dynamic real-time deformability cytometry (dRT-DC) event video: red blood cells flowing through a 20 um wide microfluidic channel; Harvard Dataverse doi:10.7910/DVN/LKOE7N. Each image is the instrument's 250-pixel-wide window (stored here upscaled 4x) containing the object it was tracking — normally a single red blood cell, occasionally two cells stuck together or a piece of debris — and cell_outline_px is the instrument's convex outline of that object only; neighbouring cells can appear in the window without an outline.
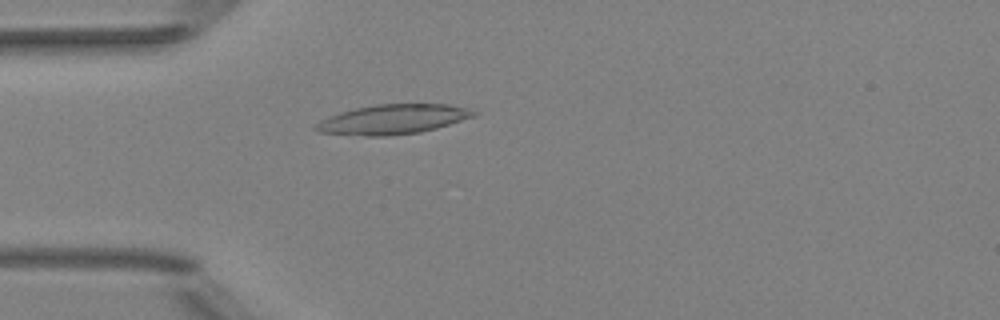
{"species": "Egyptian fruit bat (a non-hibernating species)", "species_latin": "Rousettus aegyptiacus", "temperature_condition": "room temperature", "stored_images_in_passage": 36, "camera_frame_rate_fps": 3000, "um_per_image_px": 0.085, "animal": {"sex": "female"}, "frame": {"image": 1, "passage_image": 5, "time_ms": 1.333, "image_size_px": [1000, 320], "cell_outline_px": [[480, 112], [476, 116], [436, 128], [420, 132], [388, 136], [364, 136], [320, 132], [312, 128], [320, 120], [328, 116], [340, 112], [356, 108], [376, 104], [448, 104], [468, 108]], "centroid_in_image_um": [33.41, 10.14], "position_along_channel_um": 51.6, "area_um2": 27.4}}
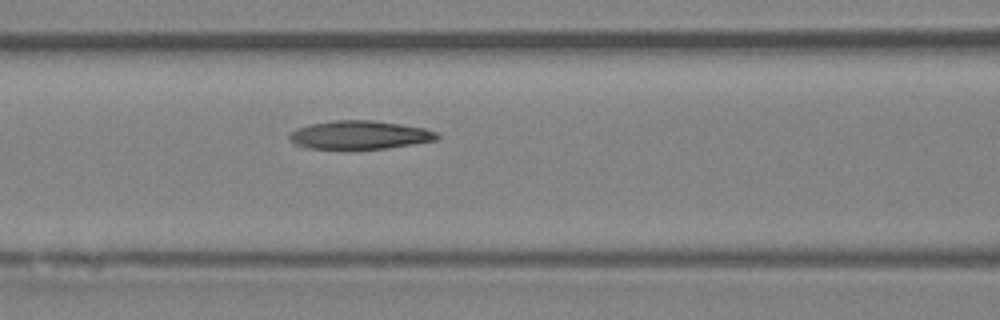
{"frame": {"image": 2, "passage_image": 12, "time_ms": 3.667, "image_size_px": [1000, 320], "cell_outline_px": [[440, 136], [436, 140], [388, 148], [296, 148], [288, 140], [288, 136], [296, 128], [312, 124], [332, 120], [372, 120], [400, 124], [424, 128], [436, 132]], "centroid_in_image_um": [30.5, 11.47], "position_along_channel_um": 136.1, "area_um2": 24.45}}
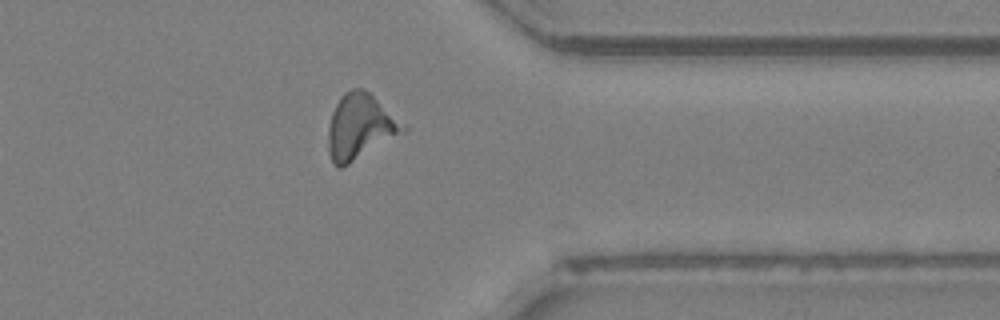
{"frame": {"image": 3, "passage_image": 31, "time_ms": 10.0, "image_size_px": [1000, 320], "cell_outline_px": [[408, 128], [404, 132], [348, 164], [340, 168], [336, 168], [332, 164], [328, 152], [328, 128], [332, 112], [340, 96], [344, 92], [352, 88], [364, 88]], "centroid_in_image_um": [30.55, 10.78], "position_along_channel_um": 380.8, "area_um2": 28.09}, "authors_computed_cell_mechanics": {"area_um2": 25.0563, "velocity_mm_per_s": 4.007, "shape_relaxation_time_tau1_ms": null, "shape_relaxation_time_tau2_ms": 1.6103, "deformation_change_tau1": null, "deformation_change_tau2": 0.0834}}